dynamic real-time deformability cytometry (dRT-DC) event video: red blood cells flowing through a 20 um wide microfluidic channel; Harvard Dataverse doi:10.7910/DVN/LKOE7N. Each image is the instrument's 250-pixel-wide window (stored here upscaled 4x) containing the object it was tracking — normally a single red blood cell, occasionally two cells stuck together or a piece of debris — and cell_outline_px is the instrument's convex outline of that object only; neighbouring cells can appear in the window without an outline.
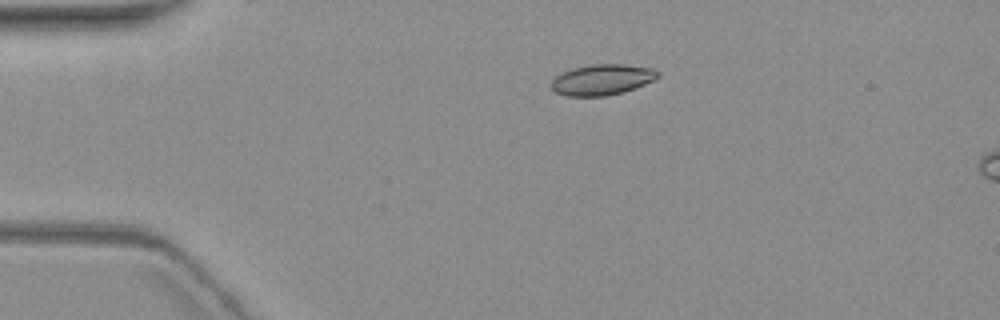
{"species": "common noctule bat (a hibernating species)", "species_latin": "Nyctalus noctula", "temperature_condition": "warm", "stored_images_in_passage": 5, "camera_frame_rate_fps": 3000, "um_per_image_px": 0.085, "animal": {"sex": "female", "body_mass_g": 19.3, "forearm_length_mm": 54.1}, "frame": {"image": 1, "passage_image": 4, "time_ms": 3.333, "image_size_px": [1000, 320], "cell_outline_px": [[660, 76], [656, 80], [624, 92], [604, 96], [568, 96], [556, 92], [552, 88], [552, 80], [556, 76], [572, 68], [592, 64], [624, 64], [652, 68], [660, 72]], "centroid_in_image_um": [51.23, 6.77], "position_along_channel_um": 33.8, "area_um2": 19.13}}